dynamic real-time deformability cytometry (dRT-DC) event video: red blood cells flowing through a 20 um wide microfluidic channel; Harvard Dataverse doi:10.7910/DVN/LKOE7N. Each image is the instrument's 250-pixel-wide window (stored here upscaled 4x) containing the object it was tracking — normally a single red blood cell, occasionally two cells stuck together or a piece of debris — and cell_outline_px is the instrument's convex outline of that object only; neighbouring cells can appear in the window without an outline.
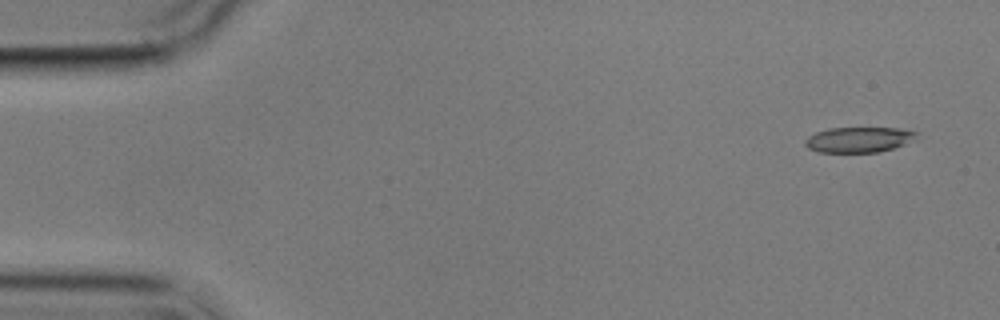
{"species": "common noctule bat (a hibernating species)", "species_latin": "Nyctalus noctula", "temperature_condition": "cold", "stored_images_in_passage": 4, "camera_frame_rate_fps": 3000, "um_per_image_px": 0.085, "animal": {"sex": "male", "body_mass_g": 17.9}, "frame": {"image": 1, "passage_image": 1, "time_ms": 0.0, "image_size_px": [1000, 320], "cell_outline_px": [[916, 140], [880, 152], [816, 152], [808, 148], [804, 144], [804, 140], [808, 136], [816, 132], [828, 128], [896, 128], [916, 132]], "centroid_in_image_um": [72.95, 11.87], "position_along_channel_um": 12.0, "area_um2": 16.47}}
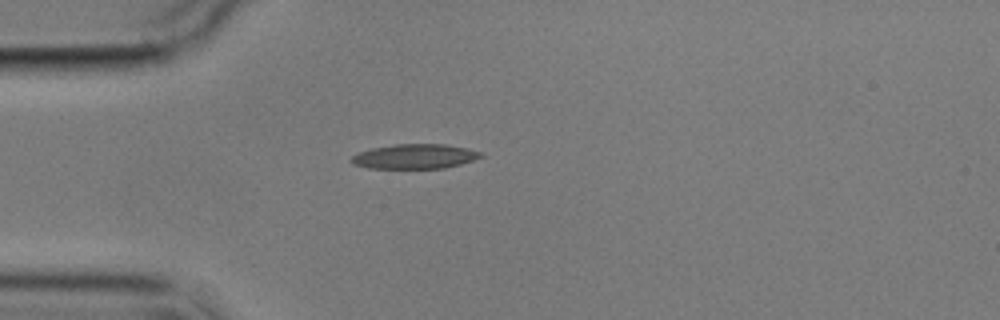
{"frame": {"image": 2, "passage_image": 4, "time_ms": 4.0, "image_size_px": [1000, 320], "cell_outline_px": [[484, 156], [460, 164], [444, 168], [368, 168], [352, 164], [348, 160], [352, 156], [360, 152], [372, 148], [396, 144], [444, 144], [468, 148], [480, 152]], "centroid_in_image_um": [35.23, 13.29], "position_along_channel_um": 49.8, "area_um2": 18.55}}